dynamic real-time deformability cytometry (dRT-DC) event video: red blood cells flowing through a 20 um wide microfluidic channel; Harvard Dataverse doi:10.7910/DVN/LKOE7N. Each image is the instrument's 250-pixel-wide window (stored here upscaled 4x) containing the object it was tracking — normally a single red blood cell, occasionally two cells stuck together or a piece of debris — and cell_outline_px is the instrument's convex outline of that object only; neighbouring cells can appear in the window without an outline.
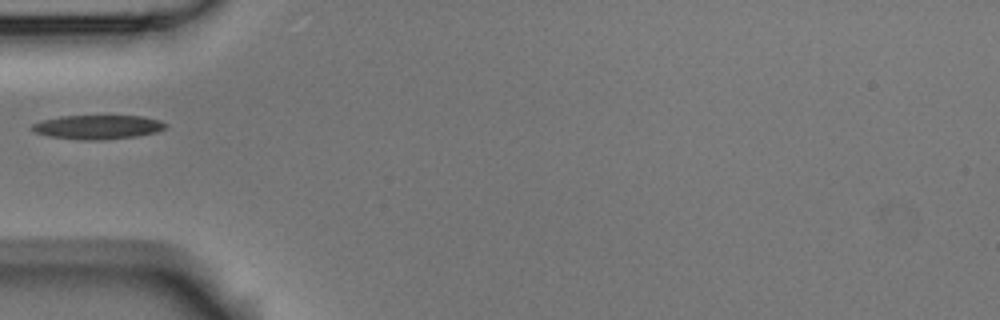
{"species": "Egyptian fruit bat (a non-hibernating species)", "species_latin": "Rousettus aegyptiacus", "temperature_condition": "room temperature", "stored_images_in_passage": 5, "camera_frame_rate_fps": 3000, "um_per_image_px": 0.085, "animal": {"sex": "male"}, "frame": {"image": 1, "passage_image": 5, "time_ms": 1.333, "image_size_px": [1000, 320], "cell_outline_px": [[168, 124], [164, 128], [156, 132], [136, 136], [100, 140], [84, 140], [48, 136], [36, 132], [32, 128], [32, 124], [40, 120], [60, 116], [144, 116], [160, 120]], "centroid_in_image_um": [8.31, 10.79], "position_along_channel_um": 76.7, "area_um2": 18.67}}